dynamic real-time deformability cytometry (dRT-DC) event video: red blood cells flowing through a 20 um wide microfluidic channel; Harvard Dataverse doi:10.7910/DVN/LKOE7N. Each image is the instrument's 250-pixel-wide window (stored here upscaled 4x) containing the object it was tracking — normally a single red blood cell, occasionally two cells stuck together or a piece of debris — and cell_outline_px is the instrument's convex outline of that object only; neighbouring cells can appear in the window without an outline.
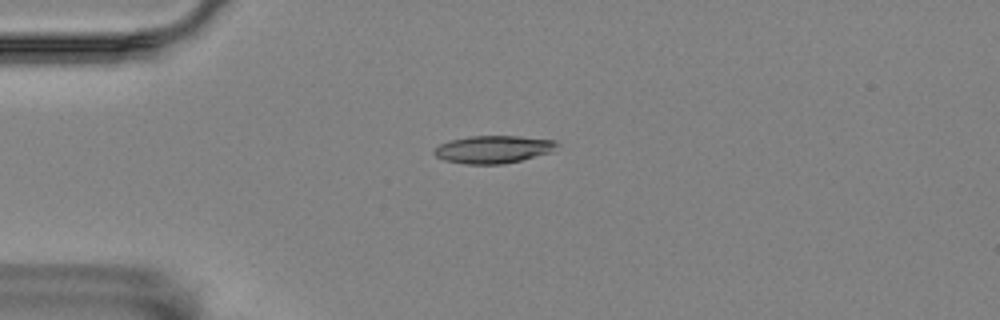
{"species": "Egyptian fruit bat (a non-hibernating species)", "species_latin": "Rousettus aegyptiacus", "temperature_condition": "room temperature", "stored_images_in_passage": 47, "camera_frame_rate_fps": 3000, "um_per_image_px": 0.085, "animal": {"sex": "female"}, "frame": {"image": 1, "passage_image": 5, "time_ms": 1.333, "image_size_px": [1000, 320], "cell_outline_px": [[560, 144], [552, 152], [504, 164], [464, 164], [444, 160], [436, 156], [432, 152], [440, 144], [448, 140], [472, 136], [520, 136], [556, 140]], "centroid_in_image_um": [41.95, 12.69], "position_along_channel_um": 43.1, "area_um2": 19.88}}
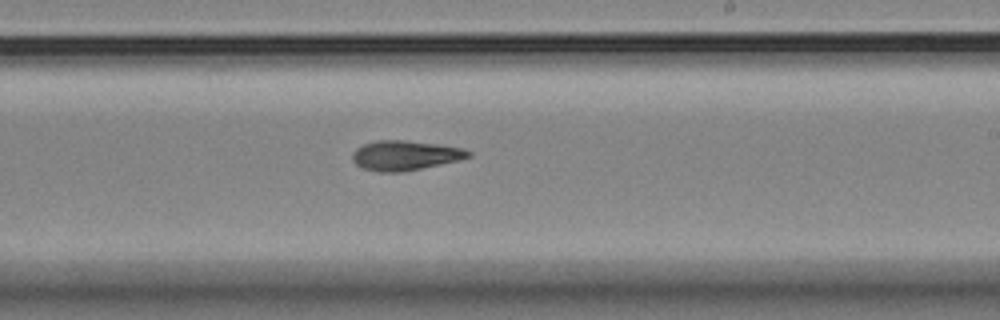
{"frame": {"image": 2, "passage_image": 25, "time_ms": 8.0, "image_size_px": [1000, 320], "cell_outline_px": [[472, 156], [456, 160], [404, 172], [380, 172], [364, 168], [356, 164], [352, 160], [352, 152], [356, 148], [364, 144], [376, 140], [404, 140], [436, 144], [464, 148], [472, 152]], "centroid_in_image_um": [34.41, 13.2], "position_along_channel_um": 254.6, "area_um2": 19.94}}
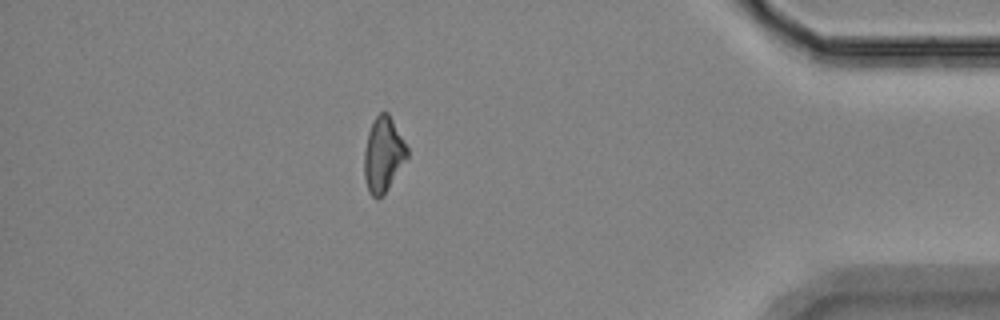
{"frame": {"image": 3, "passage_image": 41, "time_ms": 13.333, "image_size_px": [1000, 320], "cell_outline_px": [[408, 156], [384, 196], [376, 200], [368, 192], [364, 180], [364, 152], [368, 132], [376, 116], [380, 112], [388, 112], [408, 148]], "centroid_in_image_um": [32.56, 13.19], "position_along_channel_um": 402.6, "area_um2": 18.84}}